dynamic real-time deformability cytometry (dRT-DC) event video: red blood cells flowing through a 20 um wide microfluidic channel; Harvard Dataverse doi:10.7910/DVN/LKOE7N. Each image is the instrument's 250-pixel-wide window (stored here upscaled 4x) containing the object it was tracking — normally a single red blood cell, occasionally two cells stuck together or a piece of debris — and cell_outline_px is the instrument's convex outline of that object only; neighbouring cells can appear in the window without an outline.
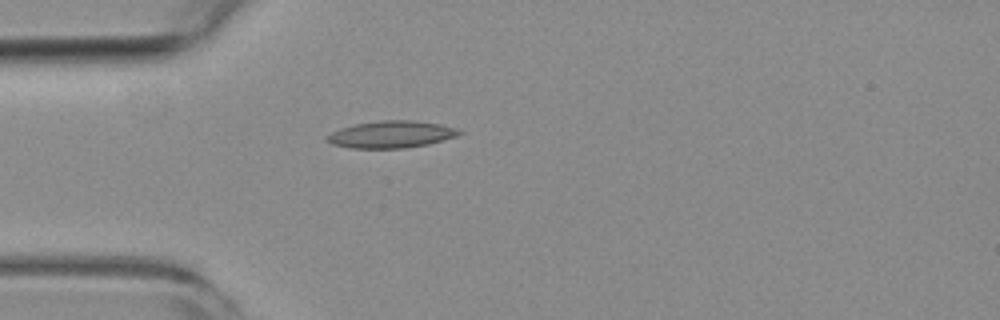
{"species": "common noctule bat (a hibernating species)", "species_latin": "Nyctalus noctula", "temperature_condition": "room temperature", "stored_images_in_passage": 34, "camera_frame_rate_fps": 3000, "um_per_image_px": 0.085, "animal": {"sex": "female", "body_mass_g": 19.3, "forearm_length_mm": 54.1}, "frame": {"image": 1, "passage_image": 1, "time_ms": 0.0, "image_size_px": [1000, 320], "cell_outline_px": [[464, 132], [456, 136], [428, 144], [404, 148], [352, 148], [332, 144], [324, 140], [324, 136], [340, 128], [356, 124], [380, 120], [412, 120], [440, 124], [456, 128]], "centroid_in_image_um": [33.22, 11.42], "position_along_channel_um": 51.8, "area_um2": 20.81}}
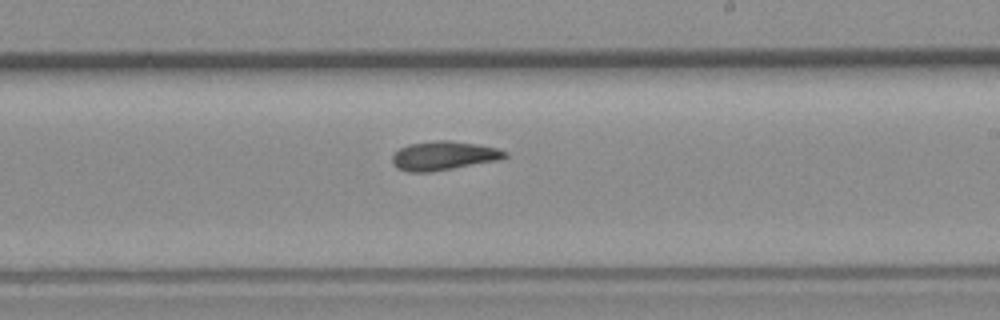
{"frame": {"image": 2, "passage_image": 18, "time_ms": 5.667, "image_size_px": [1000, 320], "cell_outline_px": [[508, 156], [500, 160], [432, 172], [408, 172], [396, 168], [392, 164], [392, 156], [400, 148], [408, 144], [436, 140], [448, 140], [476, 144], [496, 148], [508, 152]], "centroid_in_image_um": [37.7, 13.24], "position_along_channel_um": 251.3, "area_um2": 19.13}}
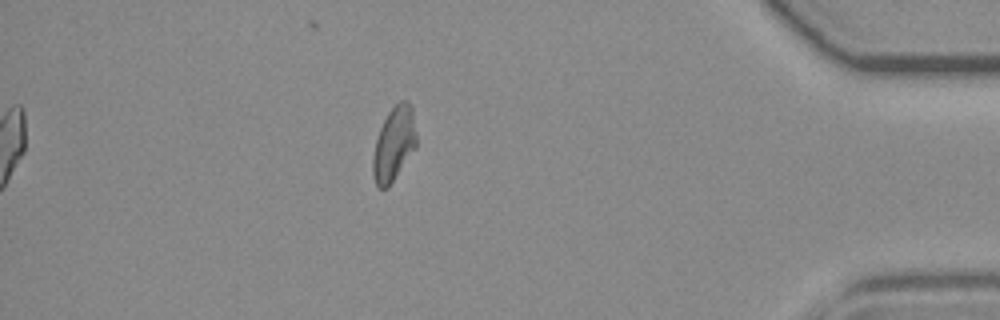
{"frame": {"image": 3, "passage_image": 34, "time_ms": 11.0, "image_size_px": [1000, 320], "cell_outline_px": [[416, 148], [388, 188], [380, 188], [376, 184], [372, 176], [372, 156], [376, 140], [380, 128], [388, 112], [400, 100], [408, 100], [412, 104], [416, 136]], "centroid_in_image_um": [33.48, 12.23], "position_along_channel_um": 401.7, "area_um2": 18.96}, "authors_computed_cell_mechanics": {"area_um2": 18.7272, "velocity_mm_per_s": 3.6803, "shape_relaxation_time_tau1_ms": null, "shape_relaxation_time_tau2_ms": 7.1536, "deformation_change_tau1": null, "deformation_change_tau2": 0.1538}}